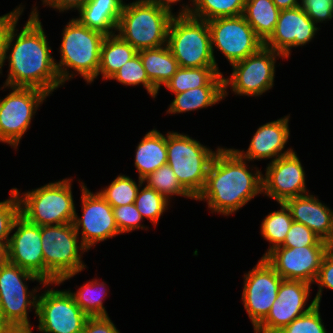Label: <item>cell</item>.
Segmentation results:
<instances>
[{
    "label": "cell",
    "instance_id": "cell-47",
    "mask_svg": "<svg viewBox=\"0 0 333 333\" xmlns=\"http://www.w3.org/2000/svg\"><path fill=\"white\" fill-rule=\"evenodd\" d=\"M279 10L291 9L300 6L301 0H273Z\"/></svg>",
    "mask_w": 333,
    "mask_h": 333
},
{
    "label": "cell",
    "instance_id": "cell-37",
    "mask_svg": "<svg viewBox=\"0 0 333 333\" xmlns=\"http://www.w3.org/2000/svg\"><path fill=\"white\" fill-rule=\"evenodd\" d=\"M9 199L0 201V250L5 253L15 219L20 215V203L15 190H10Z\"/></svg>",
    "mask_w": 333,
    "mask_h": 333
},
{
    "label": "cell",
    "instance_id": "cell-3",
    "mask_svg": "<svg viewBox=\"0 0 333 333\" xmlns=\"http://www.w3.org/2000/svg\"><path fill=\"white\" fill-rule=\"evenodd\" d=\"M62 36L59 47L61 59L59 62L55 60L61 83L64 85L66 81L79 74L90 85L97 79L101 45L105 35L72 18L63 28Z\"/></svg>",
    "mask_w": 333,
    "mask_h": 333
},
{
    "label": "cell",
    "instance_id": "cell-48",
    "mask_svg": "<svg viewBox=\"0 0 333 333\" xmlns=\"http://www.w3.org/2000/svg\"><path fill=\"white\" fill-rule=\"evenodd\" d=\"M0 333H15L12 328L3 320L0 314Z\"/></svg>",
    "mask_w": 333,
    "mask_h": 333
},
{
    "label": "cell",
    "instance_id": "cell-11",
    "mask_svg": "<svg viewBox=\"0 0 333 333\" xmlns=\"http://www.w3.org/2000/svg\"><path fill=\"white\" fill-rule=\"evenodd\" d=\"M279 58L285 59L273 49L262 46L256 53L232 64L231 76L223 78L224 99L228 96V87L232 93L247 97H259L271 90L274 86L276 60Z\"/></svg>",
    "mask_w": 333,
    "mask_h": 333
},
{
    "label": "cell",
    "instance_id": "cell-32",
    "mask_svg": "<svg viewBox=\"0 0 333 333\" xmlns=\"http://www.w3.org/2000/svg\"><path fill=\"white\" fill-rule=\"evenodd\" d=\"M245 0H193L190 16L209 21L219 17L243 15Z\"/></svg>",
    "mask_w": 333,
    "mask_h": 333
},
{
    "label": "cell",
    "instance_id": "cell-19",
    "mask_svg": "<svg viewBox=\"0 0 333 333\" xmlns=\"http://www.w3.org/2000/svg\"><path fill=\"white\" fill-rule=\"evenodd\" d=\"M14 233L10 235L4 258L34 273L44 281V256L41 243V226L30 223L19 215L12 226Z\"/></svg>",
    "mask_w": 333,
    "mask_h": 333
},
{
    "label": "cell",
    "instance_id": "cell-1",
    "mask_svg": "<svg viewBox=\"0 0 333 333\" xmlns=\"http://www.w3.org/2000/svg\"><path fill=\"white\" fill-rule=\"evenodd\" d=\"M21 15L10 23L6 35L3 59L4 63L8 59L9 69L3 85L37 88L50 95L63 84L36 4L19 32L16 26Z\"/></svg>",
    "mask_w": 333,
    "mask_h": 333
},
{
    "label": "cell",
    "instance_id": "cell-49",
    "mask_svg": "<svg viewBox=\"0 0 333 333\" xmlns=\"http://www.w3.org/2000/svg\"><path fill=\"white\" fill-rule=\"evenodd\" d=\"M4 258V253L0 250V261Z\"/></svg>",
    "mask_w": 333,
    "mask_h": 333
},
{
    "label": "cell",
    "instance_id": "cell-21",
    "mask_svg": "<svg viewBox=\"0 0 333 333\" xmlns=\"http://www.w3.org/2000/svg\"><path fill=\"white\" fill-rule=\"evenodd\" d=\"M289 119L290 114L259 126L246 151L234 150L249 163L254 160L275 161L281 156L292 153L294 151L292 148L285 149L290 138Z\"/></svg>",
    "mask_w": 333,
    "mask_h": 333
},
{
    "label": "cell",
    "instance_id": "cell-5",
    "mask_svg": "<svg viewBox=\"0 0 333 333\" xmlns=\"http://www.w3.org/2000/svg\"><path fill=\"white\" fill-rule=\"evenodd\" d=\"M44 282L65 281L85 270L82 258L88 250L81 243L73 223L41 226Z\"/></svg>",
    "mask_w": 333,
    "mask_h": 333
},
{
    "label": "cell",
    "instance_id": "cell-24",
    "mask_svg": "<svg viewBox=\"0 0 333 333\" xmlns=\"http://www.w3.org/2000/svg\"><path fill=\"white\" fill-rule=\"evenodd\" d=\"M134 165L138 178L144 179L167 163L166 134L157 129L147 132L136 146Z\"/></svg>",
    "mask_w": 333,
    "mask_h": 333
},
{
    "label": "cell",
    "instance_id": "cell-33",
    "mask_svg": "<svg viewBox=\"0 0 333 333\" xmlns=\"http://www.w3.org/2000/svg\"><path fill=\"white\" fill-rule=\"evenodd\" d=\"M143 183L161 193L168 201L173 196L195 198L180 184L172 168L166 163L143 179Z\"/></svg>",
    "mask_w": 333,
    "mask_h": 333
},
{
    "label": "cell",
    "instance_id": "cell-28",
    "mask_svg": "<svg viewBox=\"0 0 333 333\" xmlns=\"http://www.w3.org/2000/svg\"><path fill=\"white\" fill-rule=\"evenodd\" d=\"M174 100L167 109V114L186 113L211 107L224 100L223 86H204L174 94Z\"/></svg>",
    "mask_w": 333,
    "mask_h": 333
},
{
    "label": "cell",
    "instance_id": "cell-45",
    "mask_svg": "<svg viewBox=\"0 0 333 333\" xmlns=\"http://www.w3.org/2000/svg\"><path fill=\"white\" fill-rule=\"evenodd\" d=\"M144 1L157 5L158 7H160L163 10H166L173 16H188L191 14L192 9H193V0H190V2H191L190 5L182 4L181 8L178 10L179 12H176L177 14L172 12V10H173L172 6L178 2L181 3L182 2L181 0H144Z\"/></svg>",
    "mask_w": 333,
    "mask_h": 333
},
{
    "label": "cell",
    "instance_id": "cell-2",
    "mask_svg": "<svg viewBox=\"0 0 333 333\" xmlns=\"http://www.w3.org/2000/svg\"><path fill=\"white\" fill-rule=\"evenodd\" d=\"M248 166V160L234 148L220 147L209 166L205 187L195 200L206 201L211 213L229 216L237 212L263 194L262 171Z\"/></svg>",
    "mask_w": 333,
    "mask_h": 333
},
{
    "label": "cell",
    "instance_id": "cell-14",
    "mask_svg": "<svg viewBox=\"0 0 333 333\" xmlns=\"http://www.w3.org/2000/svg\"><path fill=\"white\" fill-rule=\"evenodd\" d=\"M82 216L75 212L74 227L81 235V243L87 250L99 242L121 235L113 215V207L99 194L87 189V185L80 184ZM80 230H82L80 232Z\"/></svg>",
    "mask_w": 333,
    "mask_h": 333
},
{
    "label": "cell",
    "instance_id": "cell-41",
    "mask_svg": "<svg viewBox=\"0 0 333 333\" xmlns=\"http://www.w3.org/2000/svg\"><path fill=\"white\" fill-rule=\"evenodd\" d=\"M300 8L316 25L333 18V0H301Z\"/></svg>",
    "mask_w": 333,
    "mask_h": 333
},
{
    "label": "cell",
    "instance_id": "cell-46",
    "mask_svg": "<svg viewBox=\"0 0 333 333\" xmlns=\"http://www.w3.org/2000/svg\"><path fill=\"white\" fill-rule=\"evenodd\" d=\"M43 6H48L59 12H66L70 10H79L85 5L88 0H41Z\"/></svg>",
    "mask_w": 333,
    "mask_h": 333
},
{
    "label": "cell",
    "instance_id": "cell-39",
    "mask_svg": "<svg viewBox=\"0 0 333 333\" xmlns=\"http://www.w3.org/2000/svg\"><path fill=\"white\" fill-rule=\"evenodd\" d=\"M282 247H306V246H332L330 243L322 240L311 229L304 224L293 221L287 233Z\"/></svg>",
    "mask_w": 333,
    "mask_h": 333
},
{
    "label": "cell",
    "instance_id": "cell-23",
    "mask_svg": "<svg viewBox=\"0 0 333 333\" xmlns=\"http://www.w3.org/2000/svg\"><path fill=\"white\" fill-rule=\"evenodd\" d=\"M124 3L125 0H88L78 10L79 17L76 19L105 36L113 35L117 31Z\"/></svg>",
    "mask_w": 333,
    "mask_h": 333
},
{
    "label": "cell",
    "instance_id": "cell-4",
    "mask_svg": "<svg viewBox=\"0 0 333 333\" xmlns=\"http://www.w3.org/2000/svg\"><path fill=\"white\" fill-rule=\"evenodd\" d=\"M45 282L34 273L9 263L5 258L0 261V314L15 333H33L29 322V311L35 309L41 289L37 286L30 291L27 282Z\"/></svg>",
    "mask_w": 333,
    "mask_h": 333
},
{
    "label": "cell",
    "instance_id": "cell-8",
    "mask_svg": "<svg viewBox=\"0 0 333 333\" xmlns=\"http://www.w3.org/2000/svg\"><path fill=\"white\" fill-rule=\"evenodd\" d=\"M173 15L144 0L124 3L117 33L137 51L167 44L168 28Z\"/></svg>",
    "mask_w": 333,
    "mask_h": 333
},
{
    "label": "cell",
    "instance_id": "cell-9",
    "mask_svg": "<svg viewBox=\"0 0 333 333\" xmlns=\"http://www.w3.org/2000/svg\"><path fill=\"white\" fill-rule=\"evenodd\" d=\"M167 46L180 67H217L211 50L207 21L173 16L168 28Z\"/></svg>",
    "mask_w": 333,
    "mask_h": 333
},
{
    "label": "cell",
    "instance_id": "cell-43",
    "mask_svg": "<svg viewBox=\"0 0 333 333\" xmlns=\"http://www.w3.org/2000/svg\"><path fill=\"white\" fill-rule=\"evenodd\" d=\"M82 333H120L109 316L88 317Z\"/></svg>",
    "mask_w": 333,
    "mask_h": 333
},
{
    "label": "cell",
    "instance_id": "cell-36",
    "mask_svg": "<svg viewBox=\"0 0 333 333\" xmlns=\"http://www.w3.org/2000/svg\"><path fill=\"white\" fill-rule=\"evenodd\" d=\"M109 80H116L126 87L142 85L152 98H155L159 93L150 82L139 54L121 66Z\"/></svg>",
    "mask_w": 333,
    "mask_h": 333
},
{
    "label": "cell",
    "instance_id": "cell-6",
    "mask_svg": "<svg viewBox=\"0 0 333 333\" xmlns=\"http://www.w3.org/2000/svg\"><path fill=\"white\" fill-rule=\"evenodd\" d=\"M72 182L68 177L22 194L16 187L13 188L19 199L20 215L39 226L73 223L76 207Z\"/></svg>",
    "mask_w": 333,
    "mask_h": 333
},
{
    "label": "cell",
    "instance_id": "cell-42",
    "mask_svg": "<svg viewBox=\"0 0 333 333\" xmlns=\"http://www.w3.org/2000/svg\"><path fill=\"white\" fill-rule=\"evenodd\" d=\"M314 284L318 285V291L314 300L316 304L321 303L322 291L327 288L333 291V247L328 251V253L323 258L321 267L318 271L317 277Z\"/></svg>",
    "mask_w": 333,
    "mask_h": 333
},
{
    "label": "cell",
    "instance_id": "cell-15",
    "mask_svg": "<svg viewBox=\"0 0 333 333\" xmlns=\"http://www.w3.org/2000/svg\"><path fill=\"white\" fill-rule=\"evenodd\" d=\"M241 300L255 329L268 315L284 280L275 269L260 258L256 266L245 273Z\"/></svg>",
    "mask_w": 333,
    "mask_h": 333
},
{
    "label": "cell",
    "instance_id": "cell-29",
    "mask_svg": "<svg viewBox=\"0 0 333 333\" xmlns=\"http://www.w3.org/2000/svg\"><path fill=\"white\" fill-rule=\"evenodd\" d=\"M280 11L273 0H245L243 16L265 43L275 30Z\"/></svg>",
    "mask_w": 333,
    "mask_h": 333
},
{
    "label": "cell",
    "instance_id": "cell-25",
    "mask_svg": "<svg viewBox=\"0 0 333 333\" xmlns=\"http://www.w3.org/2000/svg\"><path fill=\"white\" fill-rule=\"evenodd\" d=\"M150 82L159 91L160 87L172 78L179 69V64L167 44L138 51Z\"/></svg>",
    "mask_w": 333,
    "mask_h": 333
},
{
    "label": "cell",
    "instance_id": "cell-27",
    "mask_svg": "<svg viewBox=\"0 0 333 333\" xmlns=\"http://www.w3.org/2000/svg\"><path fill=\"white\" fill-rule=\"evenodd\" d=\"M138 51L118 34L105 36L101 45L100 66L97 73L103 80H109Z\"/></svg>",
    "mask_w": 333,
    "mask_h": 333
},
{
    "label": "cell",
    "instance_id": "cell-17",
    "mask_svg": "<svg viewBox=\"0 0 333 333\" xmlns=\"http://www.w3.org/2000/svg\"><path fill=\"white\" fill-rule=\"evenodd\" d=\"M333 246H278L264 258L284 280L304 281L313 285L323 258Z\"/></svg>",
    "mask_w": 333,
    "mask_h": 333
},
{
    "label": "cell",
    "instance_id": "cell-38",
    "mask_svg": "<svg viewBox=\"0 0 333 333\" xmlns=\"http://www.w3.org/2000/svg\"><path fill=\"white\" fill-rule=\"evenodd\" d=\"M320 314V304L294 319L278 333H328Z\"/></svg>",
    "mask_w": 333,
    "mask_h": 333
},
{
    "label": "cell",
    "instance_id": "cell-18",
    "mask_svg": "<svg viewBox=\"0 0 333 333\" xmlns=\"http://www.w3.org/2000/svg\"><path fill=\"white\" fill-rule=\"evenodd\" d=\"M305 176V170L294 150L267 164L265 174H262L263 194L278 204L309 194Z\"/></svg>",
    "mask_w": 333,
    "mask_h": 333
},
{
    "label": "cell",
    "instance_id": "cell-16",
    "mask_svg": "<svg viewBox=\"0 0 333 333\" xmlns=\"http://www.w3.org/2000/svg\"><path fill=\"white\" fill-rule=\"evenodd\" d=\"M311 286L304 281L283 280L270 312L254 329V333H278L294 319L307 313L316 305L314 299L307 304Z\"/></svg>",
    "mask_w": 333,
    "mask_h": 333
},
{
    "label": "cell",
    "instance_id": "cell-40",
    "mask_svg": "<svg viewBox=\"0 0 333 333\" xmlns=\"http://www.w3.org/2000/svg\"><path fill=\"white\" fill-rule=\"evenodd\" d=\"M113 215L116 225L121 234L129 233L138 229H149L144 224H141L144 219L142 218L139 211L136 209L134 203L113 207Z\"/></svg>",
    "mask_w": 333,
    "mask_h": 333
},
{
    "label": "cell",
    "instance_id": "cell-44",
    "mask_svg": "<svg viewBox=\"0 0 333 333\" xmlns=\"http://www.w3.org/2000/svg\"><path fill=\"white\" fill-rule=\"evenodd\" d=\"M24 5L19 4L13 11L0 16V75L4 64V44L10 23L19 15L23 14Z\"/></svg>",
    "mask_w": 333,
    "mask_h": 333
},
{
    "label": "cell",
    "instance_id": "cell-22",
    "mask_svg": "<svg viewBox=\"0 0 333 333\" xmlns=\"http://www.w3.org/2000/svg\"><path fill=\"white\" fill-rule=\"evenodd\" d=\"M293 221L304 224L322 240L333 246V210L309 193L284 202Z\"/></svg>",
    "mask_w": 333,
    "mask_h": 333
},
{
    "label": "cell",
    "instance_id": "cell-35",
    "mask_svg": "<svg viewBox=\"0 0 333 333\" xmlns=\"http://www.w3.org/2000/svg\"><path fill=\"white\" fill-rule=\"evenodd\" d=\"M140 186L136 199L135 206L143 219H148L153 225L159 224L158 221L164 212L168 209L170 201H168L161 193H158L153 188H149L146 184Z\"/></svg>",
    "mask_w": 333,
    "mask_h": 333
},
{
    "label": "cell",
    "instance_id": "cell-26",
    "mask_svg": "<svg viewBox=\"0 0 333 333\" xmlns=\"http://www.w3.org/2000/svg\"><path fill=\"white\" fill-rule=\"evenodd\" d=\"M223 78L217 67H179L164 88L178 94L204 86H223Z\"/></svg>",
    "mask_w": 333,
    "mask_h": 333
},
{
    "label": "cell",
    "instance_id": "cell-34",
    "mask_svg": "<svg viewBox=\"0 0 333 333\" xmlns=\"http://www.w3.org/2000/svg\"><path fill=\"white\" fill-rule=\"evenodd\" d=\"M138 182L129 176L119 174L117 177L103 189L99 194L112 206L118 207L135 202L138 190L143 184V180L138 178Z\"/></svg>",
    "mask_w": 333,
    "mask_h": 333
},
{
    "label": "cell",
    "instance_id": "cell-13",
    "mask_svg": "<svg viewBox=\"0 0 333 333\" xmlns=\"http://www.w3.org/2000/svg\"><path fill=\"white\" fill-rule=\"evenodd\" d=\"M207 23L211 34L212 55L218 69L214 49L220 51L231 66L256 53L264 46L243 15L219 17L211 19Z\"/></svg>",
    "mask_w": 333,
    "mask_h": 333
},
{
    "label": "cell",
    "instance_id": "cell-20",
    "mask_svg": "<svg viewBox=\"0 0 333 333\" xmlns=\"http://www.w3.org/2000/svg\"><path fill=\"white\" fill-rule=\"evenodd\" d=\"M320 28L303 11L300 6L280 11L273 34L264 46L280 53L286 59L291 49L302 47L315 38Z\"/></svg>",
    "mask_w": 333,
    "mask_h": 333
},
{
    "label": "cell",
    "instance_id": "cell-31",
    "mask_svg": "<svg viewBox=\"0 0 333 333\" xmlns=\"http://www.w3.org/2000/svg\"><path fill=\"white\" fill-rule=\"evenodd\" d=\"M105 283L94 278L80 286L75 292L69 290L76 304L88 317L109 316L103 304L104 298L107 296Z\"/></svg>",
    "mask_w": 333,
    "mask_h": 333
},
{
    "label": "cell",
    "instance_id": "cell-10",
    "mask_svg": "<svg viewBox=\"0 0 333 333\" xmlns=\"http://www.w3.org/2000/svg\"><path fill=\"white\" fill-rule=\"evenodd\" d=\"M5 88H9L11 92L3 99L0 98V142L15 150L30 128L37 110L50 95L32 87L3 85L0 89Z\"/></svg>",
    "mask_w": 333,
    "mask_h": 333
},
{
    "label": "cell",
    "instance_id": "cell-12",
    "mask_svg": "<svg viewBox=\"0 0 333 333\" xmlns=\"http://www.w3.org/2000/svg\"><path fill=\"white\" fill-rule=\"evenodd\" d=\"M60 282H47L45 291L38 295L37 331L41 333H82L88 316L76 304L69 289L55 290L51 285L60 286ZM47 289V290H46Z\"/></svg>",
    "mask_w": 333,
    "mask_h": 333
},
{
    "label": "cell",
    "instance_id": "cell-7",
    "mask_svg": "<svg viewBox=\"0 0 333 333\" xmlns=\"http://www.w3.org/2000/svg\"><path fill=\"white\" fill-rule=\"evenodd\" d=\"M167 164L180 184L196 199L205 187L209 166L215 151L187 134L166 133Z\"/></svg>",
    "mask_w": 333,
    "mask_h": 333
},
{
    "label": "cell",
    "instance_id": "cell-30",
    "mask_svg": "<svg viewBox=\"0 0 333 333\" xmlns=\"http://www.w3.org/2000/svg\"><path fill=\"white\" fill-rule=\"evenodd\" d=\"M280 206V210L270 212L261 222V235L264 240L268 241L270 244L262 258L274 248L281 246L284 243L290 226L293 223L291 212L287 206L284 203H280Z\"/></svg>",
    "mask_w": 333,
    "mask_h": 333
}]
</instances>
